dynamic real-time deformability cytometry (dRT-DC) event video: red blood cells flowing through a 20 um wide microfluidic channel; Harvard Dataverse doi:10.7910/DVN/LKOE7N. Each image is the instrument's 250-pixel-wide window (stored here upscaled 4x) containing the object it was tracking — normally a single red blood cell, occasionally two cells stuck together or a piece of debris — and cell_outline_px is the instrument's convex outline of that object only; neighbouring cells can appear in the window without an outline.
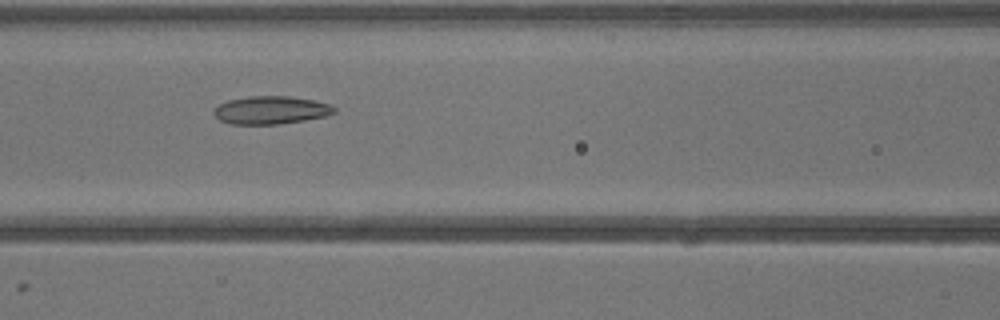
{"species": "common noctule bat (a hibernating species)", "species_latin": "Nyctalus noctula", "temperature_condition": "warm", "stored_images_in_passage": 28, "camera_frame_rate_fps": 3000, "um_per_image_px": 0.085, "animal": {"sex": "male", "body_mass_g": 13.3}, "frame": {"image": 1, "passage_image": 6, "time_ms": 1.667, "image_size_px": [1000, 320], "cell_outline_px": [[336, 112], [324, 116], [304, 120], [280, 124], [232, 124], [220, 120], [212, 112], [220, 104], [228, 100], [248, 96], [288, 96], [312, 100], [332, 104], [336, 108]], "centroid_in_image_um": [23.04, 9.35], "position_along_channel_um": 143.6, "area_um2": 19.54}}
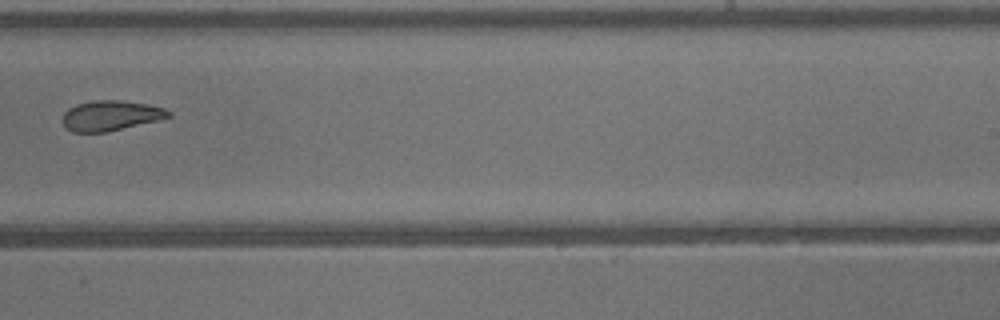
{"frame": {"image": 2, "passage_image": 14, "time_ms": 4.333, "image_size_px": [1000, 320], "cell_outline_px": [[172, 116], [156, 120], [104, 132], [72, 132], [64, 128], [60, 120], [64, 112], [68, 108], [76, 104], [92, 100], [120, 100], [148, 104], [164, 108], [172, 112]], "centroid_in_image_um": [9.33, 9.81], "position_along_channel_um": 279.7, "area_um2": 18.67}}
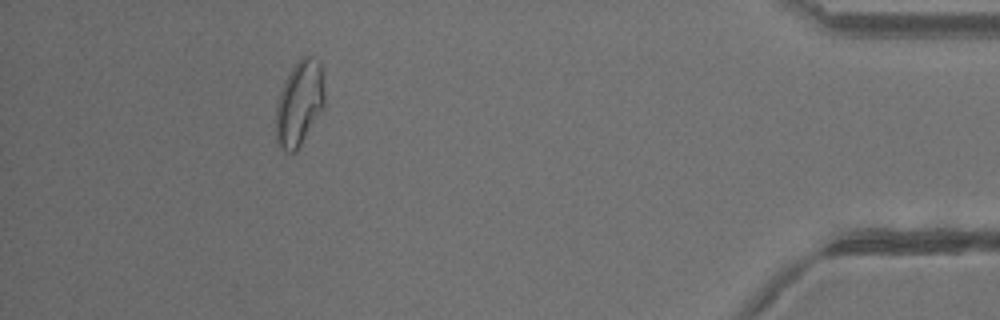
{"frame": {"image": 3, "passage_image": 25, "time_ms": 8.0, "image_size_px": [1000, 320], "cell_outline_px": [[324, 104], [296, 152], [284, 152], [280, 148], [276, 140], [276, 104], [284, 80], [300, 56], [312, 56], [320, 60], [324, 72]], "centroid_in_image_um": [25.44, 8.72], "position_along_channel_um": 409.8, "area_um2": 24.28}}